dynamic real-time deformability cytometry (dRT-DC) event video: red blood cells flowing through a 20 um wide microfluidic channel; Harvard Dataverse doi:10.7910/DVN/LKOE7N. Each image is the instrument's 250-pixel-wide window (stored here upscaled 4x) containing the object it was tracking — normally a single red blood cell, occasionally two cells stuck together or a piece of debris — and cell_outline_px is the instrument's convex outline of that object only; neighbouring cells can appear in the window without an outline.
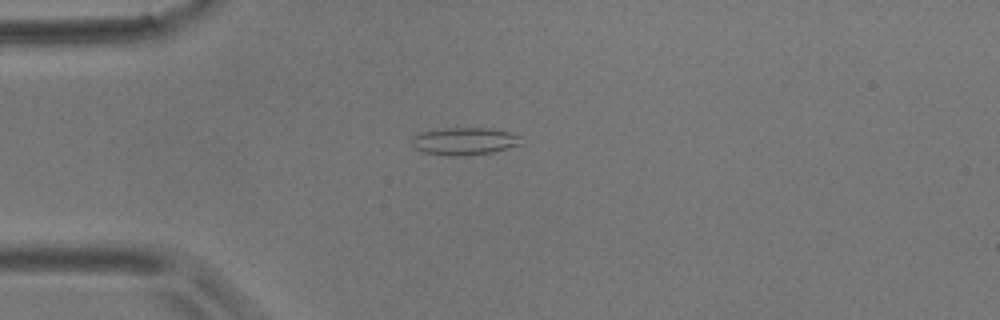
{"species": "common noctule bat (a hibernating species)", "species_latin": "Nyctalus noctula", "temperature_condition": "room temperature", "stored_images_in_passage": 53, "camera_frame_rate_fps": 3000, "um_per_image_px": 0.085, "animal": {"sex": "male", "body_mass_g": 17.9}, "frame": {"image": 1, "passage_image": 13, "time_ms": 4.0, "image_size_px": [1000, 320], "cell_outline_px": [[524, 144], [492, 152], [464, 156], [448, 156], [420, 152], [412, 148], [412, 136], [420, 132], [444, 128], [488, 128], [508, 132], [516, 136]], "centroid_in_image_um": [39.39, 12.02], "position_along_channel_um": 45.6, "area_um2": 17.63}}
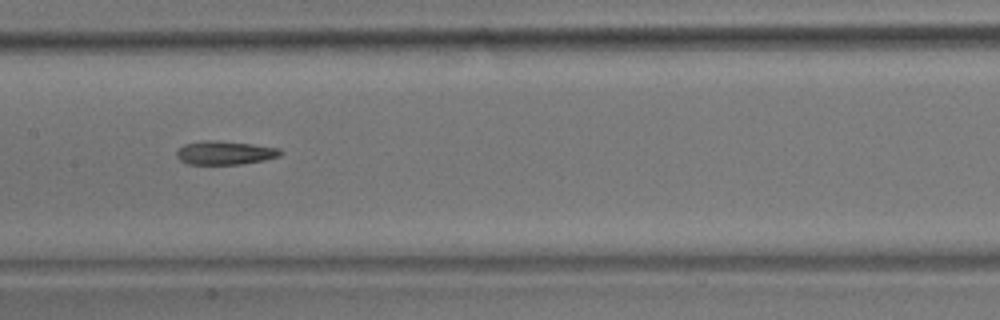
{"frame": {"image": 2, "passage_image": 26, "time_ms": 8.333, "image_size_px": [1000, 320], "cell_outline_px": [[284, 152], [280, 156], [264, 160], [240, 164], [188, 164], [180, 160], [176, 156], [176, 152], [184, 144], [204, 140], [216, 140], [252, 144], [280, 148]], "centroid_in_image_um": [19.13, 12.98], "position_along_channel_um": 188.3, "area_um2": 14.33}}
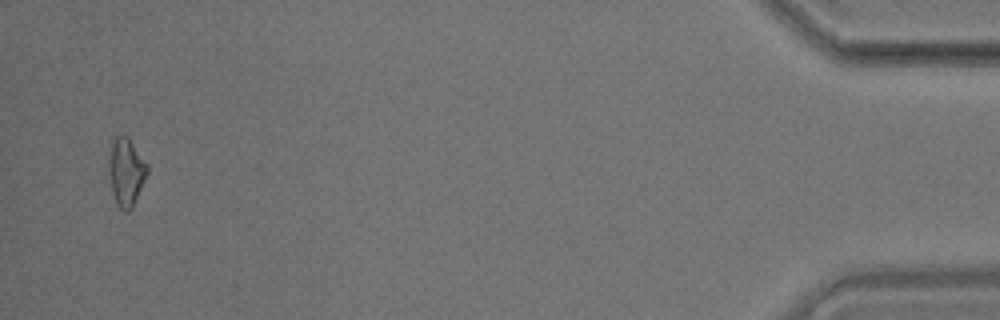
{"frame": {"image": 3, "passage_image": 52, "time_ms": 17.0, "image_size_px": [1000, 320], "cell_outline_px": [[148, 172], [132, 208], [128, 212], [124, 212], [116, 204], [112, 192], [108, 168], [112, 136], [128, 136], [148, 164]], "centroid_in_image_um": [10.71, 14.6], "position_along_channel_um": 424.5, "area_um2": 15.32}, "authors_computed_cell_mechanics": {"area_um2": 14.739, "velocity_mm_per_s": 3.6911, "shape_relaxation_time_tau1_ms": null, "shape_relaxation_time_tau2_ms": 5.5377, "deformation_change_tau1": null, "deformation_change_tau2": 0.1594}}